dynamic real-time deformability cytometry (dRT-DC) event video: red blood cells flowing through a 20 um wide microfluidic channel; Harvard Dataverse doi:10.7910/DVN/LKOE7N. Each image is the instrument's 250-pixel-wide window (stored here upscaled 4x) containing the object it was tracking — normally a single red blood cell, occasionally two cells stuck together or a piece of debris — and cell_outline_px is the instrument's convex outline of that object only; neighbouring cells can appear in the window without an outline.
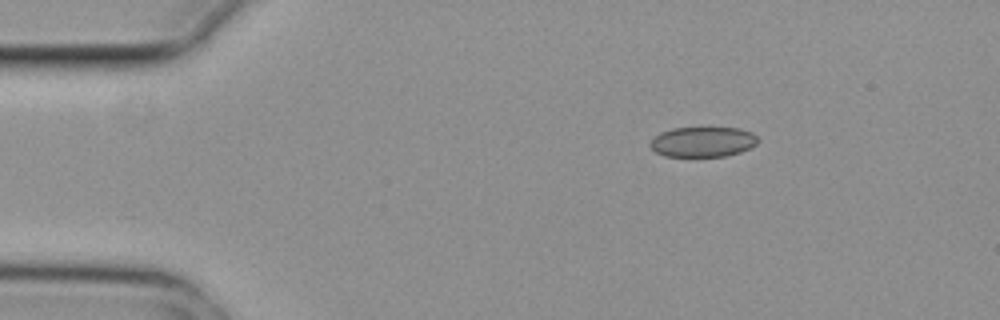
{"species": "common noctule bat (a hibernating species)", "species_latin": "Nyctalus noctula", "temperature_condition": "cold", "stored_images_in_passage": 5, "camera_frame_rate_fps": 3000, "um_per_image_px": 0.085, "animal": {"sex": "female", "body_mass_g": 29.2, "forearm_length_mm": 56.3}, "frame": {"image": 1, "passage_image": 3, "time_ms": 0.667, "image_size_px": [1000, 320], "cell_outline_px": [[760, 140], [756, 144], [740, 152], [724, 156], [664, 156], [656, 152], [648, 144], [660, 132], [672, 128], [740, 128], [752, 132]], "centroid_in_image_um": [59.74, 12.05], "position_along_channel_um": 25.3, "area_um2": 18.84}}